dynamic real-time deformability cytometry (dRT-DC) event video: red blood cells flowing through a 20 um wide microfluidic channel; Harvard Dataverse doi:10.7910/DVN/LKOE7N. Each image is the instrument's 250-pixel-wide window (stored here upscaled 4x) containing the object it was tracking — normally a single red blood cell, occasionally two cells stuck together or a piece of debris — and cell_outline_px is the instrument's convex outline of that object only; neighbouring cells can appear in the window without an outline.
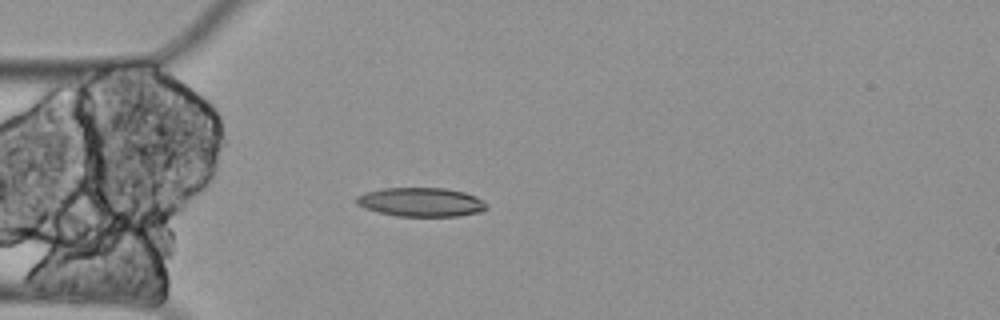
{"species": "Egyptian fruit bat (a non-hibernating species)", "species_latin": "Rousettus aegyptiacus", "temperature_condition": "cold", "stored_images_in_passage": 5, "camera_frame_rate_fps": 3000, "um_per_image_px": 0.085, "animal": {"sex": "female"}, "frame": {"image": 1, "passage_image": 5, "time_ms": 1.333, "image_size_px": [1000, 320], "cell_outline_px": [[488, 208], [480, 212], [460, 216], [396, 216], [364, 208], [356, 204], [356, 196], [364, 192], [384, 188], [444, 188], [464, 192], [476, 196], [488, 204]], "centroid_in_image_um": [35.8, 17.18], "position_along_channel_um": 49.2, "area_um2": 22.08}}